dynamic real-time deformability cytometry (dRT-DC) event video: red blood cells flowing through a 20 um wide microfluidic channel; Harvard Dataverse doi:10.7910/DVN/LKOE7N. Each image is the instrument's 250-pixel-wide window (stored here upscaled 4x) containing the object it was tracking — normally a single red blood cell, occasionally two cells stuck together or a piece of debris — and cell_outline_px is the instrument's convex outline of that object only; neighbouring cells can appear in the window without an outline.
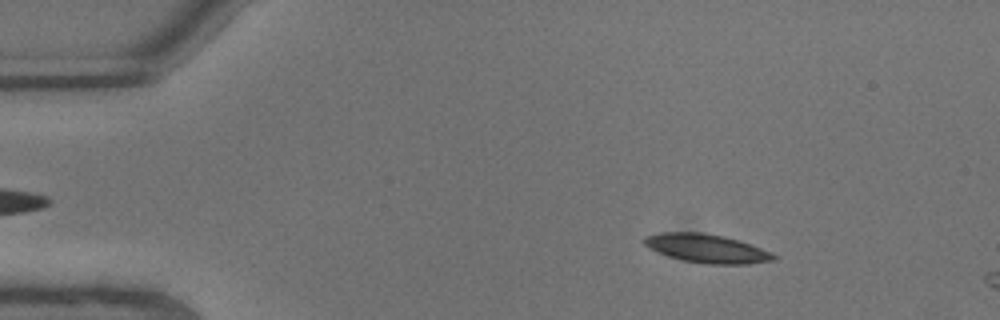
{"species": "common noctule bat (a hibernating species)", "species_latin": "Nyctalus noctula", "temperature_condition": "warm", "stored_images_in_passage": 6, "camera_frame_rate_fps": 3000, "um_per_image_px": 0.085, "animal": {"sex": "male", "body_mass_g": 13.3}, "frame": {"image": 1, "passage_image": 2, "time_ms": 0.333, "image_size_px": [1000, 320], "cell_outline_px": [[776, 260], [748, 264], [708, 264], [684, 260], [668, 256], [648, 248], [640, 240], [644, 236], [664, 232], [700, 232], [724, 236], [772, 252], [776, 256]], "centroid_in_image_um": [60.03, 21.12], "position_along_channel_um": 25.0, "area_um2": 21.5}}